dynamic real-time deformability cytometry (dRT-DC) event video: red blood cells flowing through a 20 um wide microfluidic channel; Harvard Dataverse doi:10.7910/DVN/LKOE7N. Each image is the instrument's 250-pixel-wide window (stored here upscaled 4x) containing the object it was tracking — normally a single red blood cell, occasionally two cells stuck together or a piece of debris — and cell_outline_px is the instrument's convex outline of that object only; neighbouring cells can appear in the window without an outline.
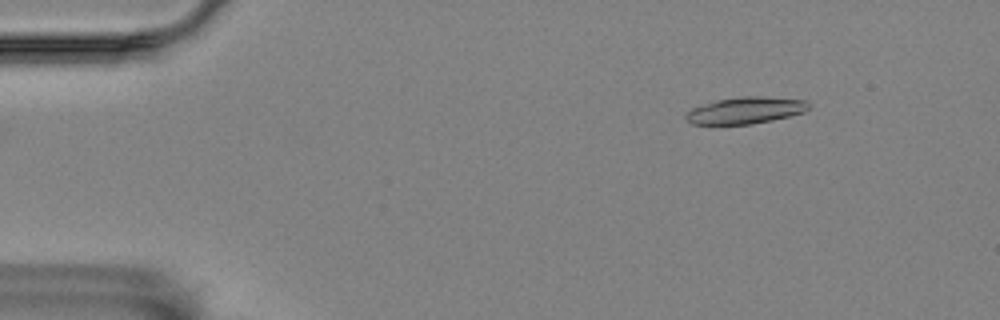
{"species": "Egyptian fruit bat (a non-hibernating species)", "species_latin": "Rousettus aegyptiacus", "temperature_condition": "room temperature", "stored_images_in_passage": 5, "segment_of_instrument_passage": [1, 2], "camera_frame_rate_fps": 3000, "um_per_image_px": 0.085, "animal": {"sex": "female"}, "frame": {"image": 1, "passage_image": 2, "time_ms": 0.333, "image_size_px": [1000, 320], "cell_outline_px": [[808, 108], [804, 112], [772, 120], [752, 124], [692, 124], [684, 116], [692, 108], [716, 100], [748, 96], [756, 96], [804, 100], [808, 104]], "centroid_in_image_um": [63.34, 9.39], "position_along_channel_um": 21.7, "area_um2": 18.67}}